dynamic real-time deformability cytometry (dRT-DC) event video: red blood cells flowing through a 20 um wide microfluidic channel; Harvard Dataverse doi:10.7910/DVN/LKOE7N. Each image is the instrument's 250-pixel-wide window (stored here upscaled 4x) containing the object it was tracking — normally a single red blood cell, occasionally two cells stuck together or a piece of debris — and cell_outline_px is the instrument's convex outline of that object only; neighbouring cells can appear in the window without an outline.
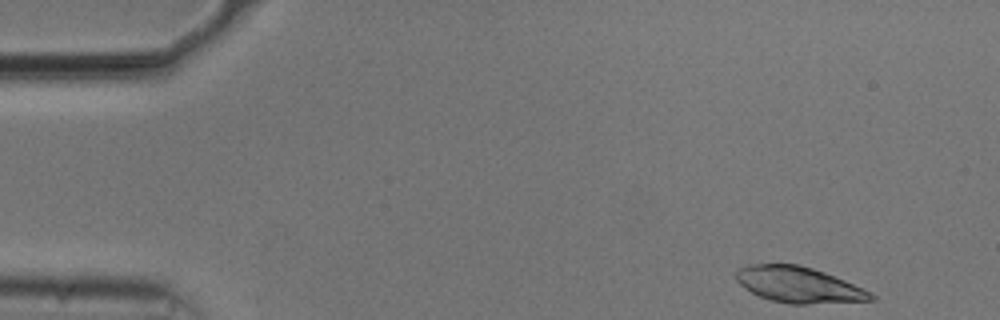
{"species": "common noctule bat (a hibernating species)", "species_latin": "Nyctalus noctula", "temperature_condition": "cold", "stored_images_in_passage": 50, "camera_frame_rate_fps": 3000, "um_per_image_px": 0.085, "animal": {"sex": "male", "body_mass_g": 20.5, "forearm_length_mm": 52.5}, "frame": {"image": 1, "passage_image": 1, "time_ms": 0.0, "image_size_px": [1000, 320], "cell_outline_px": [[876, 300], [808, 304], [788, 304], [772, 300], [760, 296], [744, 288], [736, 280], [736, 268], [748, 264], [800, 264], [824, 272], [844, 280], [872, 292], [876, 296]], "centroid_in_image_um": [67.88, 24.2], "position_along_channel_um": 17.1, "area_um2": 28.26}}
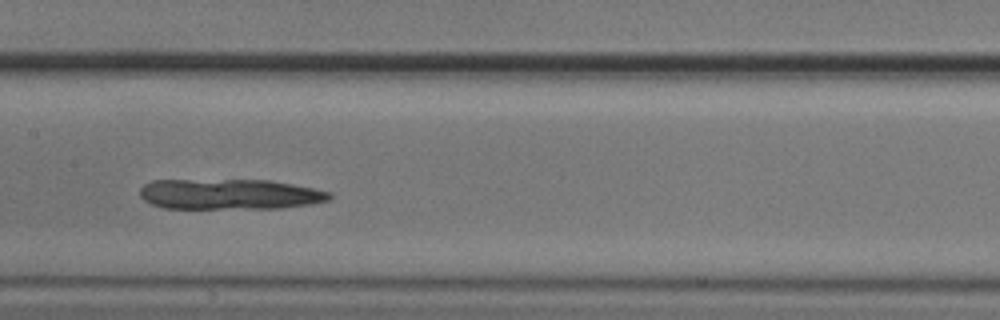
{"frame": {"image": 2, "passage_image": 23, "time_ms": 7.333, "image_size_px": [1000, 320], "cell_outline_px": [[332, 196], [328, 200], [312, 204], [280, 208], [164, 208], [152, 204], [144, 200], [140, 196], [140, 188], [144, 184], [152, 180], [272, 180], [332, 192]], "centroid_in_image_um": [19.52, 16.5], "position_along_channel_um": 187.9, "area_um2": 33.7}}
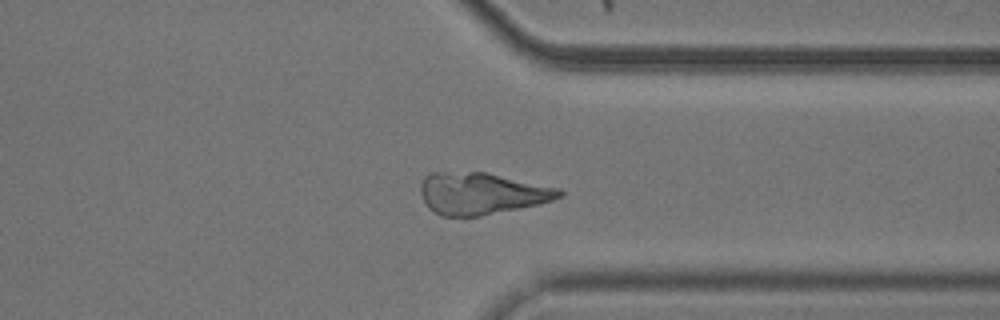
{"frame": {"image": 3, "passage_image": 38, "time_ms": 12.333, "image_size_px": [1000, 320], "cell_outline_px": [[564, 196], [552, 200], [536, 204], [480, 216], [440, 216], [428, 208], [420, 192], [420, 184], [424, 176], [428, 172], [488, 172], [560, 188], [564, 192]], "centroid_in_image_um": [40.91, 16.43], "position_along_channel_um": 370.5, "area_um2": 33.93}}